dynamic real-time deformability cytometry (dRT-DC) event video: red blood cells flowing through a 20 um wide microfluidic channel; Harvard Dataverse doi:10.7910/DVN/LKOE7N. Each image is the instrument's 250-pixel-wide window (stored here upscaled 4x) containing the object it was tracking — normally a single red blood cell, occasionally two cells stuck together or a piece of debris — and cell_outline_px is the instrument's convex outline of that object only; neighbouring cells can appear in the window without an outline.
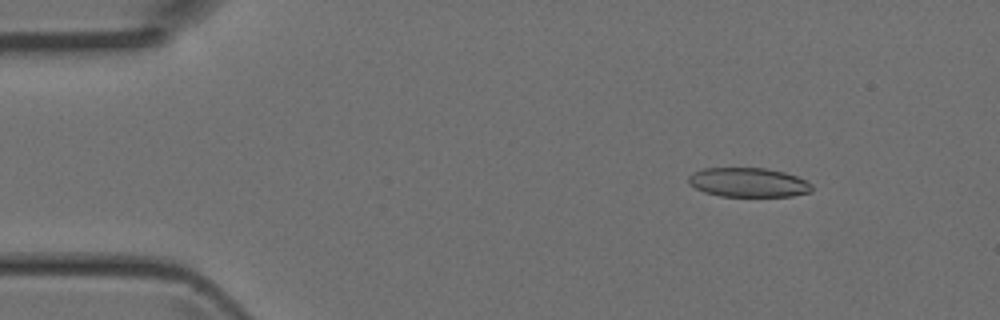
{"species": "Egyptian fruit bat (a non-hibernating species)", "species_latin": "Rousettus aegyptiacus", "temperature_condition": "room temperature", "stored_images_in_passage": 4, "camera_frame_rate_fps": 3000, "um_per_image_px": 0.085, "animal": {"sex": "female"}, "frame": {"image": 1, "passage_image": 4, "time_ms": 1.0, "image_size_px": [1000, 320], "cell_outline_px": [[812, 192], [792, 196], [720, 196], [704, 192], [688, 184], [688, 176], [692, 172], [704, 168], [764, 168], [784, 172], [796, 176], [812, 184]], "centroid_in_image_um": [63.59, 15.5], "position_along_channel_um": 21.4, "area_um2": 21.1}}